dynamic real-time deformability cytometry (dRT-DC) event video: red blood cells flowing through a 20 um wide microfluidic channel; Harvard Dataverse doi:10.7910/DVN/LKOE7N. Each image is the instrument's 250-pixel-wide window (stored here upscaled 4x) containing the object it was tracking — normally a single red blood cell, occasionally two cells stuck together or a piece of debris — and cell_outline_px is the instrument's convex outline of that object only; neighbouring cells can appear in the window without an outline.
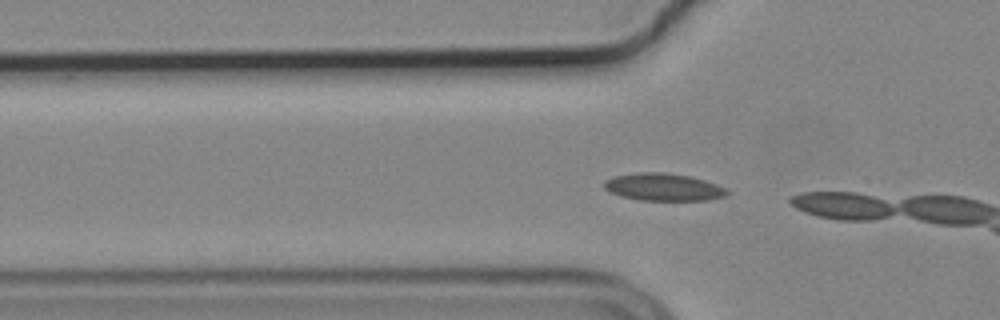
{"species": "common noctule bat (a hibernating species)", "species_latin": "Nyctalus noctula", "temperature_condition": "cold", "stored_images_in_passage": 3, "camera_frame_rate_fps": 3000, "um_per_image_px": 0.085, "animal": {"sex": "male", "body_mass_g": 19.2, "forearm_length_mm": 51.8}, "frame": {"image": 1, "passage_image": 2, "time_ms": 0.333, "image_size_px": [1000, 320], "cell_outline_px": [[728, 196], [708, 200], [640, 200], [620, 196], [608, 192], [604, 188], [604, 180], [612, 176], [636, 172], [664, 172], [692, 176], [716, 184], [724, 188], [728, 192]], "centroid_in_image_um": [56.35, 15.89], "position_along_channel_um": 69.5, "area_um2": 19.88}}